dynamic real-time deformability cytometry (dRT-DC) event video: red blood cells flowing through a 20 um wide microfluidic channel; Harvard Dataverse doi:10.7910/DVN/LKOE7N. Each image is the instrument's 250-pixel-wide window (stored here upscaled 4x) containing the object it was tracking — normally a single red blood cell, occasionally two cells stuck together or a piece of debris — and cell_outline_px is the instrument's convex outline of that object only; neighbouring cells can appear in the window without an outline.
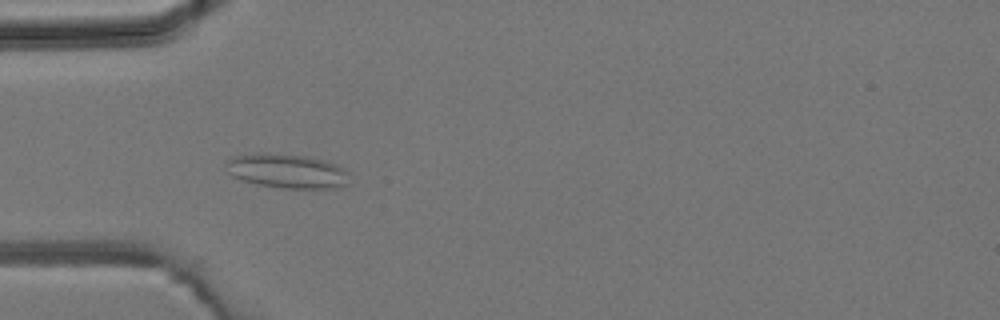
{"species": "common noctule bat (a hibernating species)", "species_latin": "Nyctalus noctula", "temperature_condition": "room temperature", "stored_images_in_passage": 5, "camera_frame_rate_fps": 3000, "um_per_image_px": 0.085, "animal": {"sex": "male", "body_mass_g": 19.2, "forearm_length_mm": 51.8}, "frame": {"image": 1, "passage_image": 3, "time_ms": 2.333, "image_size_px": [1000, 320], "cell_outline_px": [[348, 184], [332, 188], [280, 188], [256, 184], [240, 180], [232, 176], [228, 172], [224, 164], [224, 160], [232, 156], [256, 152], [304, 156], [336, 164], [348, 172]], "centroid_in_image_um": [24.3, 14.54], "position_along_channel_um": 60.7, "area_um2": 24.8}}
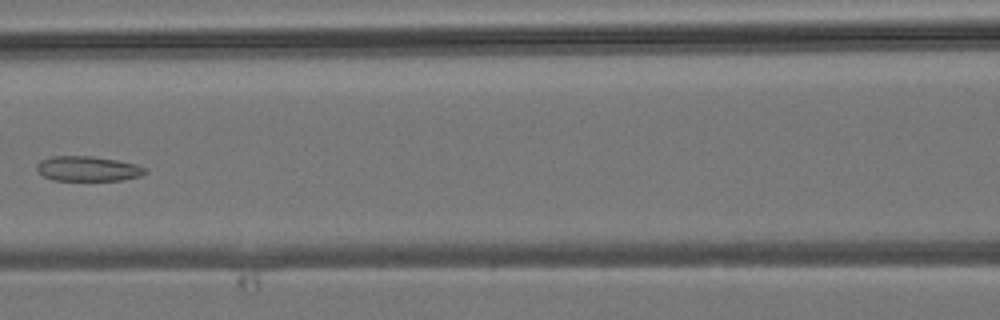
{"frame": {"image": 2, "passage_image": 5, "time_ms": 4.667, "image_size_px": [1000, 320], "cell_outline_px": [[148, 172], [140, 176], [120, 180], [52, 180], [44, 176], [36, 168], [36, 164], [40, 160], [52, 156], [92, 156], [116, 160], [136, 164], [148, 168]], "centroid_in_image_um": [7.48, 14.33], "position_along_channel_um": 159.1, "area_um2": 15.78}}